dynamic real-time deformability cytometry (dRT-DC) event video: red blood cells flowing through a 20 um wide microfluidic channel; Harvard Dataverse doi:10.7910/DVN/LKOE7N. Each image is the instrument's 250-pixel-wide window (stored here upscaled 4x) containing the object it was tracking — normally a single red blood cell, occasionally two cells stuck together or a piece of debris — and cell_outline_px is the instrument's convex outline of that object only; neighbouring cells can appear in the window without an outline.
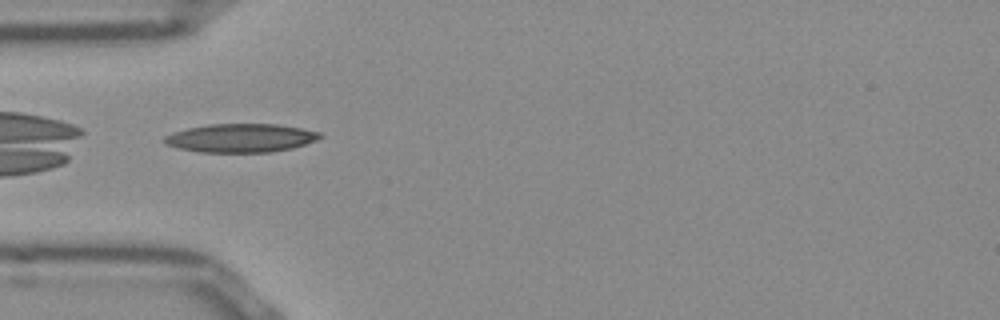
{"species": "Egyptian fruit bat (a non-hibernating species)", "species_latin": "Rousettus aegyptiacus", "temperature_condition": "room temperature", "stored_images_in_passage": 30, "camera_frame_rate_fps": 3000, "um_per_image_px": 0.085, "frame": {"image": 1, "passage_image": 1, "time_ms": 0.0, "image_size_px": [1000, 320], "cell_outline_px": [[324, 136], [316, 140], [292, 148], [268, 152], [200, 152], [180, 148], [164, 144], [164, 136], [172, 132], [188, 128], [208, 124], [276, 124], [300, 128], [320, 132]], "centroid_in_image_um": [20.45, 11.72], "position_along_channel_um": 64.6, "area_um2": 25.78}, "authors_computed_cell_mechanics": {"area_um2": 23.698, "velocity_mm_per_s": 3.8969, "shape_relaxation_time_tau1_ms": null, "shape_relaxation_time_tau2_ms": 2.9592, "deformation_change_tau1": null, "deformation_change_tau2": 0.1099}}